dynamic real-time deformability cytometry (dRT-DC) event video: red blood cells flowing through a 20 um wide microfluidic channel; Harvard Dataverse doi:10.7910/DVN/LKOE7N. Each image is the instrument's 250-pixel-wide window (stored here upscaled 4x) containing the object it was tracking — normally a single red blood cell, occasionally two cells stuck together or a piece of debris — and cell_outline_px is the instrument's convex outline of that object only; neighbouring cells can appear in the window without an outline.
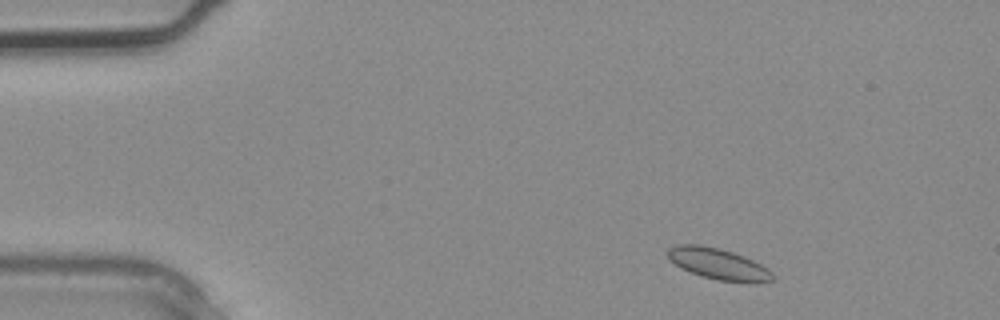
{"species": "common noctule bat (a hibernating species)", "species_latin": "Nyctalus noctula", "temperature_condition": "warm", "stored_images_in_passage": 4, "camera_frame_rate_fps": 3000, "um_per_image_px": 0.085, "animal": {"sex": "male", "body_mass_g": 20.4}, "frame": {"image": 1, "passage_image": 4, "time_ms": 1.0, "image_size_px": [1000, 320], "cell_outline_px": [[772, 280], [756, 284], [752, 284], [716, 280], [680, 268], [664, 252], [668, 248], [676, 244], [700, 244], [720, 248], [744, 256], [768, 268], [772, 272]], "centroid_in_image_um": [61.06, 22.43], "position_along_channel_um": 23.9, "area_um2": 19.25}}